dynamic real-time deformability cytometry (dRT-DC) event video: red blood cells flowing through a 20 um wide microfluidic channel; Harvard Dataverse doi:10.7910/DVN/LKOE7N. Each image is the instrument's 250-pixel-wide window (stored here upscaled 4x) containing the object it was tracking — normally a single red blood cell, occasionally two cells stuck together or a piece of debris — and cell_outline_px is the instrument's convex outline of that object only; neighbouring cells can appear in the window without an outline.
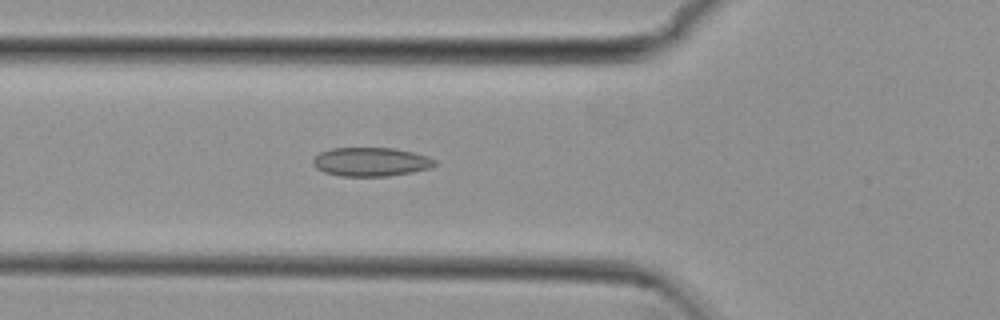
{"species": "common noctule bat (a hibernating species)", "species_latin": "Nyctalus noctula", "temperature_condition": "cold", "stored_images_in_passage": 6, "camera_frame_rate_fps": 3000, "um_per_image_px": 0.085, "animal": {"sex": "female", "body_mass_g": 29.2, "forearm_length_mm": 56.3}, "frame": {"image": 1, "passage_image": 5, "time_ms": 1.333, "image_size_px": [1000, 320], "cell_outline_px": [[436, 164], [428, 168], [412, 172], [388, 176], [340, 176], [324, 172], [316, 168], [312, 164], [312, 160], [320, 152], [332, 148], [396, 148], [428, 156], [436, 160]], "centroid_in_image_um": [31.51, 13.75], "position_along_channel_um": 94.3, "area_um2": 20.46}}